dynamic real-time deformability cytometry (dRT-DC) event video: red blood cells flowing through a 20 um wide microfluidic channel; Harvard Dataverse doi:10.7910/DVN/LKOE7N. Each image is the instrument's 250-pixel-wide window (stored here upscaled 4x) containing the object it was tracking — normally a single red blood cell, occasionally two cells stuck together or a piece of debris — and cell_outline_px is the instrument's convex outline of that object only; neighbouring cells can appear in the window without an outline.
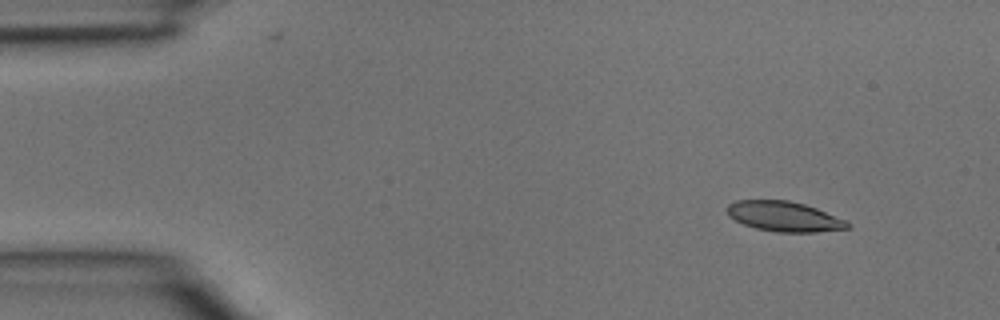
{"species": "common noctule bat (a hibernating species)", "species_latin": "Nyctalus noctula", "temperature_condition": "room temperature", "stored_images_in_passage": 3, "camera_frame_rate_fps": 3000, "um_per_image_px": 0.085, "animal": {"sex": "male", "body_mass_g": 15.6}, "frame": {"image": 1, "passage_image": 1, "time_ms": 0.0, "image_size_px": [1000, 320], "cell_outline_px": [[852, 224], [848, 228], [816, 232], [776, 232], [756, 228], [744, 224], [728, 216], [724, 208], [728, 204], [736, 200], [788, 200], [804, 204], [816, 208], [848, 220]], "centroid_in_image_um": [66.65, 18.39], "position_along_channel_um": 18.4, "area_um2": 21.27}}
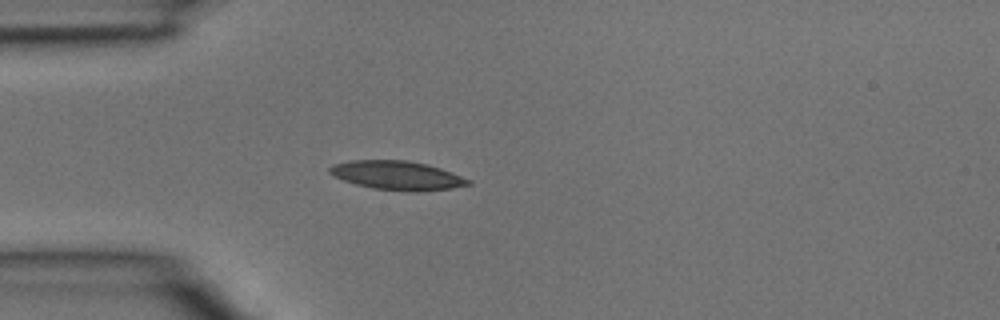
{"frame": {"image": 2, "passage_image": 3, "time_ms": 0.667, "image_size_px": [1000, 320], "cell_outline_px": [[472, 184], [452, 188], [416, 192], [408, 192], [372, 188], [356, 184], [332, 176], [328, 172], [328, 168], [332, 164], [352, 160], [404, 160], [428, 164], [452, 172], [472, 180]], "centroid_in_image_um": [33.76, 14.91], "position_along_channel_um": 51.2, "area_um2": 23.58}}